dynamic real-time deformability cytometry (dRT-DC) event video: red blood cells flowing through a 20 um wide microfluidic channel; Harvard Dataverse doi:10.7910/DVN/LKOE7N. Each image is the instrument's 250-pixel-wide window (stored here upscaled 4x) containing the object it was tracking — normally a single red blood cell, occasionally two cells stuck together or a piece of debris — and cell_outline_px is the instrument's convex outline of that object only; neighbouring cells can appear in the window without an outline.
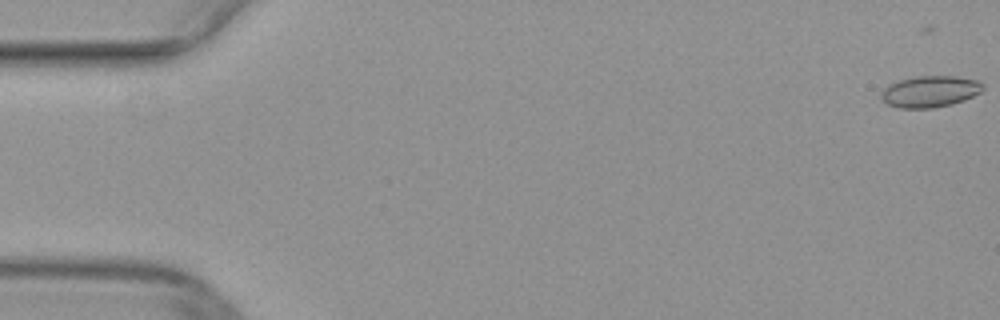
{"species": "common noctule bat (a hibernating species)", "species_latin": "Nyctalus noctula", "temperature_condition": "warm", "stored_images_in_passage": 50, "camera_frame_rate_fps": 3000, "um_per_image_px": 0.085, "animal": {"sex": "female", "body_mass_g": 29.2, "forearm_length_mm": 56.3}, "frame": {"image": 1, "passage_image": 2, "time_ms": 0.333, "image_size_px": [1000, 320], "cell_outline_px": [[984, 88], [980, 92], [964, 100], [952, 104], [932, 108], [900, 108], [888, 104], [880, 96], [880, 92], [888, 84], [900, 80], [916, 76], [956, 76], [976, 80], [984, 84]], "centroid_in_image_um": [79.04, 7.77], "position_along_channel_um": 6.0, "area_um2": 18.61}}
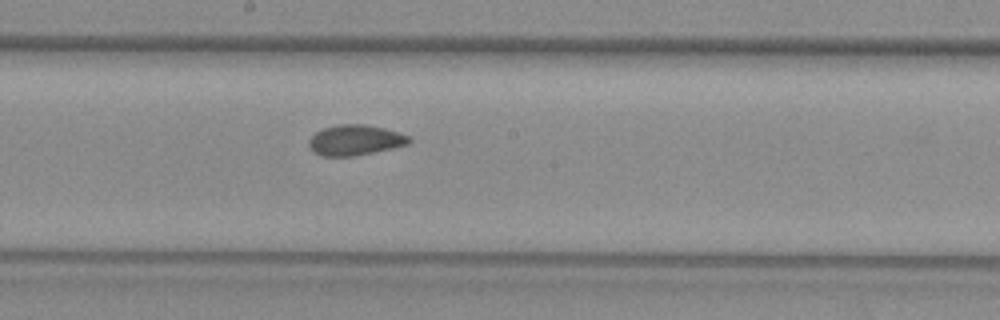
{"frame": {"image": 2, "passage_image": 29, "time_ms": 9.333, "image_size_px": [1000, 320], "cell_outline_px": [[412, 140], [408, 144], [392, 148], [352, 156], [324, 156], [316, 152], [308, 144], [308, 140], [316, 132], [324, 128], [336, 124], [364, 124], [384, 128], [408, 136]], "centroid_in_image_um": [30.18, 11.9], "position_along_channel_um": 218.0, "area_um2": 17.46}}
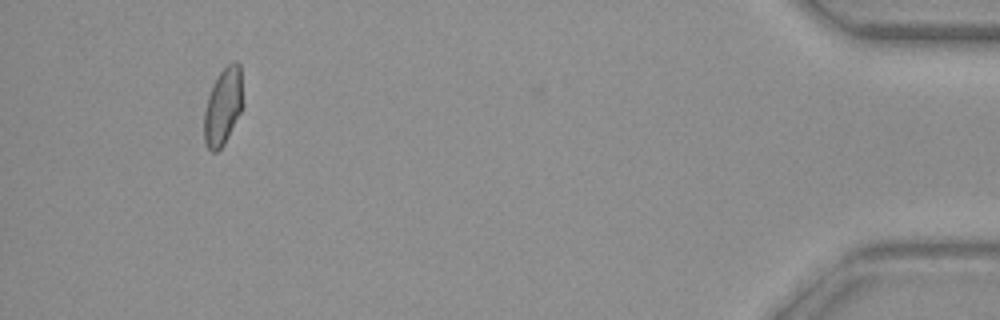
{"frame": {"image": 3, "passage_image": 49, "time_ms": 16.0, "image_size_px": [1000, 320], "cell_outline_px": [[244, 108], [224, 144], [216, 152], [212, 152], [208, 148], [204, 140], [204, 112], [208, 96], [220, 72], [232, 60], [236, 60], [240, 64], [244, 104]], "centroid_in_image_um": [19.0, 9.04], "position_along_channel_um": 416.2, "area_um2": 17.69}}